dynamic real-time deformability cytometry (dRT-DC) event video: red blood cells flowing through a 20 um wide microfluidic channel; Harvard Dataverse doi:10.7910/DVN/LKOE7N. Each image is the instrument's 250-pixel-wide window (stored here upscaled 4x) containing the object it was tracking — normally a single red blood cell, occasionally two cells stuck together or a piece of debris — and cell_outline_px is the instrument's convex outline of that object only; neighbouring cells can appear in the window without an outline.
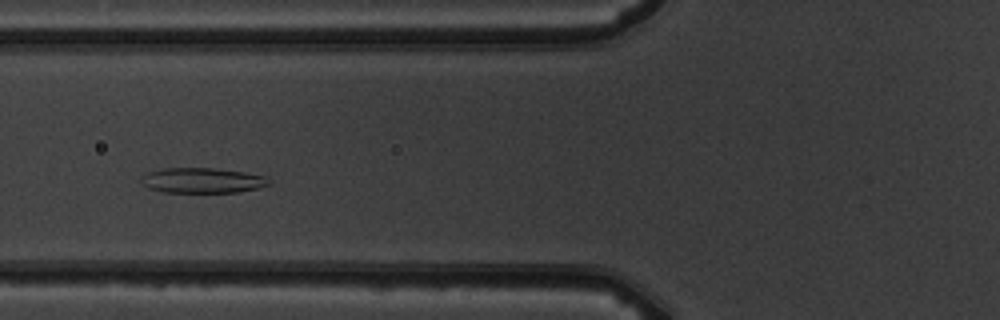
{"species": "common noctule bat (a hibernating species)", "species_latin": "Nyctalus noctula", "temperature_condition": "warm", "stored_images_in_passage": 8, "camera_frame_rate_fps": 3000, "um_per_image_px": 0.085, "animal": {"sex": "male", "body_mass_g": 19.5, "forearm_length_mm": 54.6}, "frame": {"image": 1, "passage_image": 7, "time_ms": 6.667, "image_size_px": [1000, 320], "cell_outline_px": [[272, 184], [256, 188], [236, 192], [164, 192], [148, 188], [140, 180], [140, 176], [148, 172], [164, 168], [212, 168], [244, 172], [268, 176]], "centroid_in_image_um": [17.21, 15.33], "position_along_channel_um": 108.6, "area_um2": 18.79}}